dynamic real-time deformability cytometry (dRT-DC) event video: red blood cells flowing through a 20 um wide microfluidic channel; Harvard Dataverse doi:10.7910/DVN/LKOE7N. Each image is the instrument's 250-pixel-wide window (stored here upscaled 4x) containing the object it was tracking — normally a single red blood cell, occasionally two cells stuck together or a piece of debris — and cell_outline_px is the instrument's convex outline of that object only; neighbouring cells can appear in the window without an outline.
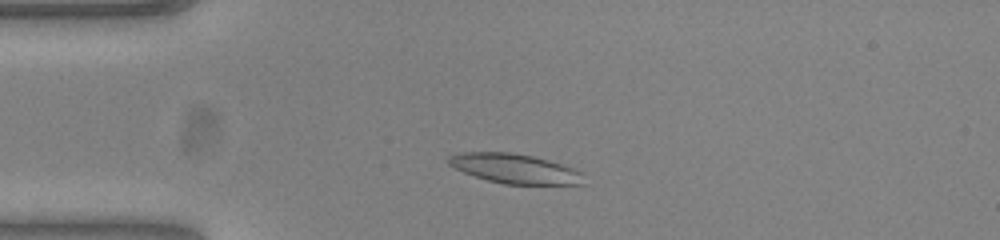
{"species": "common noctule bat (a hibernating species)", "species_latin": "Nyctalus noctula", "temperature_condition": "warm", "stored_images_in_passage": 48, "camera_frame_rate_fps": 3000, "um_per_image_px": 0.085, "animal": {"sex": "female", "body_mass_g": 23.0, "forearm_length_mm": 53.4}, "frame": {"image": 1, "passage_image": 7, "time_ms": 2.0, "image_size_px": [1000, 240], "cell_outline_px": [[584, 184], [504, 184], [488, 180], [464, 172], [448, 164], [448, 156], [456, 152], [512, 152], [532, 156], [548, 160], [572, 168], [580, 172]], "centroid_in_image_um": [43.7, 14.32], "position_along_channel_um": 41.3, "area_um2": 23.0}}
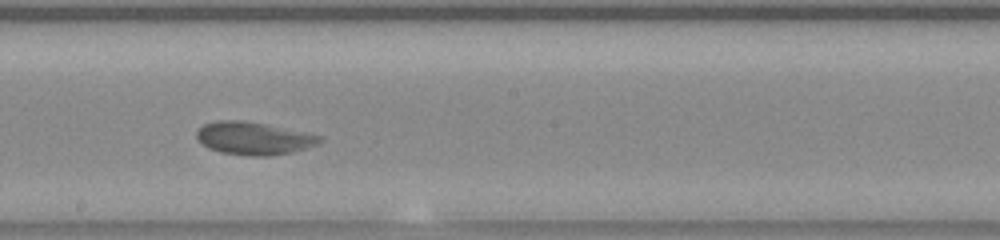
{"frame": {"image": 2, "passage_image": 24, "time_ms": 7.667, "image_size_px": [1000, 240], "cell_outline_px": [[324, 140], [316, 144], [292, 152], [268, 156], [252, 156], [220, 152], [208, 148], [196, 136], [196, 132], [204, 124], [216, 120], [240, 120], [264, 124], [320, 136]], "centroid_in_image_um": [21.52, 11.76], "position_along_channel_um": 226.7, "area_um2": 23.0}}
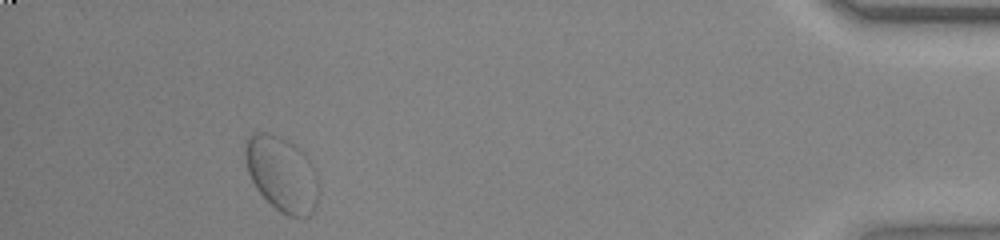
{"frame": {"image": 3, "passage_image": 44, "time_ms": 14.333, "image_size_px": [1000, 240], "cell_outline_px": [[316, 204], [312, 212], [308, 216], [288, 216], [280, 212], [256, 188], [248, 172], [244, 152], [244, 148], [252, 132], [268, 132], [280, 136], [296, 144], [308, 156], [316, 172]], "centroid_in_image_um": [23.95, 14.73], "position_along_channel_um": 411.3, "area_um2": 31.91}, "authors_computed_cell_mechanics": {"area_um2": 23.12, "velocity_mm_per_s": 3.7204, "shape_relaxation_time_tau1_ms": 3.5053, "shape_relaxation_time_tau2_ms": 1.3828, "deformation_change_tau1": 0.1084, "deformation_change_tau2": 0.0459}}